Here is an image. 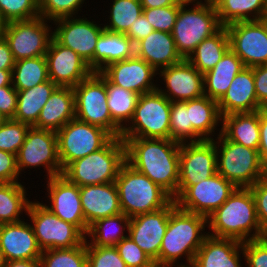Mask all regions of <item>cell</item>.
<instances>
[{"label": "cell", "mask_w": 267, "mask_h": 267, "mask_svg": "<svg viewBox=\"0 0 267 267\" xmlns=\"http://www.w3.org/2000/svg\"><path fill=\"white\" fill-rule=\"evenodd\" d=\"M153 26L149 23L146 16L142 13L139 18H137L125 33L127 37L132 40V43L135 45L140 40L147 37L151 32H153Z\"/></svg>", "instance_id": "obj_54"}, {"label": "cell", "mask_w": 267, "mask_h": 267, "mask_svg": "<svg viewBox=\"0 0 267 267\" xmlns=\"http://www.w3.org/2000/svg\"><path fill=\"white\" fill-rule=\"evenodd\" d=\"M29 127L26 123L8 119L0 126V150L17 155Z\"/></svg>", "instance_id": "obj_44"}, {"label": "cell", "mask_w": 267, "mask_h": 267, "mask_svg": "<svg viewBox=\"0 0 267 267\" xmlns=\"http://www.w3.org/2000/svg\"><path fill=\"white\" fill-rule=\"evenodd\" d=\"M20 182L0 183V224L22 221L20 214L27 213L31 203Z\"/></svg>", "instance_id": "obj_37"}, {"label": "cell", "mask_w": 267, "mask_h": 267, "mask_svg": "<svg viewBox=\"0 0 267 267\" xmlns=\"http://www.w3.org/2000/svg\"><path fill=\"white\" fill-rule=\"evenodd\" d=\"M110 18L104 29L113 33H126L135 20L143 13L140 0H113Z\"/></svg>", "instance_id": "obj_40"}, {"label": "cell", "mask_w": 267, "mask_h": 267, "mask_svg": "<svg viewBox=\"0 0 267 267\" xmlns=\"http://www.w3.org/2000/svg\"><path fill=\"white\" fill-rule=\"evenodd\" d=\"M236 188L232 182L216 173L197 184L178 186L174 200L179 209L208 218Z\"/></svg>", "instance_id": "obj_12"}, {"label": "cell", "mask_w": 267, "mask_h": 267, "mask_svg": "<svg viewBox=\"0 0 267 267\" xmlns=\"http://www.w3.org/2000/svg\"><path fill=\"white\" fill-rule=\"evenodd\" d=\"M87 267H127L115 246H92L86 243Z\"/></svg>", "instance_id": "obj_46"}, {"label": "cell", "mask_w": 267, "mask_h": 267, "mask_svg": "<svg viewBox=\"0 0 267 267\" xmlns=\"http://www.w3.org/2000/svg\"><path fill=\"white\" fill-rule=\"evenodd\" d=\"M260 143L259 157L264 168L267 167V108L259 110Z\"/></svg>", "instance_id": "obj_55"}, {"label": "cell", "mask_w": 267, "mask_h": 267, "mask_svg": "<svg viewBox=\"0 0 267 267\" xmlns=\"http://www.w3.org/2000/svg\"><path fill=\"white\" fill-rule=\"evenodd\" d=\"M267 32V12L259 19Z\"/></svg>", "instance_id": "obj_61"}, {"label": "cell", "mask_w": 267, "mask_h": 267, "mask_svg": "<svg viewBox=\"0 0 267 267\" xmlns=\"http://www.w3.org/2000/svg\"><path fill=\"white\" fill-rule=\"evenodd\" d=\"M6 25H7V21L3 18L0 12V38L3 37V33L5 31Z\"/></svg>", "instance_id": "obj_60"}, {"label": "cell", "mask_w": 267, "mask_h": 267, "mask_svg": "<svg viewBox=\"0 0 267 267\" xmlns=\"http://www.w3.org/2000/svg\"><path fill=\"white\" fill-rule=\"evenodd\" d=\"M75 118L99 126L113 137H121L122 128L112 119L107 105L106 77L92 73L73 88Z\"/></svg>", "instance_id": "obj_9"}, {"label": "cell", "mask_w": 267, "mask_h": 267, "mask_svg": "<svg viewBox=\"0 0 267 267\" xmlns=\"http://www.w3.org/2000/svg\"><path fill=\"white\" fill-rule=\"evenodd\" d=\"M170 111L171 101L158 90L140 95L120 138L170 139Z\"/></svg>", "instance_id": "obj_8"}, {"label": "cell", "mask_w": 267, "mask_h": 267, "mask_svg": "<svg viewBox=\"0 0 267 267\" xmlns=\"http://www.w3.org/2000/svg\"><path fill=\"white\" fill-rule=\"evenodd\" d=\"M41 267H87L86 241L69 249H47L39 258Z\"/></svg>", "instance_id": "obj_41"}, {"label": "cell", "mask_w": 267, "mask_h": 267, "mask_svg": "<svg viewBox=\"0 0 267 267\" xmlns=\"http://www.w3.org/2000/svg\"><path fill=\"white\" fill-rule=\"evenodd\" d=\"M121 139L126 145V162L174 199L178 193L181 143L157 138Z\"/></svg>", "instance_id": "obj_1"}, {"label": "cell", "mask_w": 267, "mask_h": 267, "mask_svg": "<svg viewBox=\"0 0 267 267\" xmlns=\"http://www.w3.org/2000/svg\"><path fill=\"white\" fill-rule=\"evenodd\" d=\"M56 29L53 38L62 46L75 51L94 72L95 46L101 33L105 30L103 24H96L87 18L63 17L54 20ZM58 25V26H57Z\"/></svg>", "instance_id": "obj_15"}, {"label": "cell", "mask_w": 267, "mask_h": 267, "mask_svg": "<svg viewBox=\"0 0 267 267\" xmlns=\"http://www.w3.org/2000/svg\"><path fill=\"white\" fill-rule=\"evenodd\" d=\"M106 92L111 117L123 129L124 123L126 126L131 120L140 95L112 84L107 78Z\"/></svg>", "instance_id": "obj_39"}, {"label": "cell", "mask_w": 267, "mask_h": 267, "mask_svg": "<svg viewBox=\"0 0 267 267\" xmlns=\"http://www.w3.org/2000/svg\"><path fill=\"white\" fill-rule=\"evenodd\" d=\"M230 49L245 67L267 64V32L257 21H239L225 26Z\"/></svg>", "instance_id": "obj_16"}, {"label": "cell", "mask_w": 267, "mask_h": 267, "mask_svg": "<svg viewBox=\"0 0 267 267\" xmlns=\"http://www.w3.org/2000/svg\"><path fill=\"white\" fill-rule=\"evenodd\" d=\"M16 159L20 174L26 168L40 166L46 169L47 179L63 173L55 131L30 126Z\"/></svg>", "instance_id": "obj_13"}, {"label": "cell", "mask_w": 267, "mask_h": 267, "mask_svg": "<svg viewBox=\"0 0 267 267\" xmlns=\"http://www.w3.org/2000/svg\"><path fill=\"white\" fill-rule=\"evenodd\" d=\"M204 1L184 0L179 4L171 34L176 50L183 59H187L196 46L222 27L212 0ZM191 3L194 7L187 9Z\"/></svg>", "instance_id": "obj_4"}, {"label": "cell", "mask_w": 267, "mask_h": 267, "mask_svg": "<svg viewBox=\"0 0 267 267\" xmlns=\"http://www.w3.org/2000/svg\"><path fill=\"white\" fill-rule=\"evenodd\" d=\"M129 221L130 218L124 213L97 220L88 227L85 235L91 236V242L87 239L85 241L92 246H116L128 236L124 232L125 229L128 231Z\"/></svg>", "instance_id": "obj_36"}, {"label": "cell", "mask_w": 267, "mask_h": 267, "mask_svg": "<svg viewBox=\"0 0 267 267\" xmlns=\"http://www.w3.org/2000/svg\"><path fill=\"white\" fill-rule=\"evenodd\" d=\"M16 155L0 150V183L18 182Z\"/></svg>", "instance_id": "obj_51"}, {"label": "cell", "mask_w": 267, "mask_h": 267, "mask_svg": "<svg viewBox=\"0 0 267 267\" xmlns=\"http://www.w3.org/2000/svg\"><path fill=\"white\" fill-rule=\"evenodd\" d=\"M80 198L88 227L97 220L122 213L115 182L81 186Z\"/></svg>", "instance_id": "obj_23"}, {"label": "cell", "mask_w": 267, "mask_h": 267, "mask_svg": "<svg viewBox=\"0 0 267 267\" xmlns=\"http://www.w3.org/2000/svg\"><path fill=\"white\" fill-rule=\"evenodd\" d=\"M261 238L267 243V227L263 229V234Z\"/></svg>", "instance_id": "obj_64"}, {"label": "cell", "mask_w": 267, "mask_h": 267, "mask_svg": "<svg viewBox=\"0 0 267 267\" xmlns=\"http://www.w3.org/2000/svg\"><path fill=\"white\" fill-rule=\"evenodd\" d=\"M230 49L229 36L225 26L204 39L187 60L203 75L212 70Z\"/></svg>", "instance_id": "obj_34"}, {"label": "cell", "mask_w": 267, "mask_h": 267, "mask_svg": "<svg viewBox=\"0 0 267 267\" xmlns=\"http://www.w3.org/2000/svg\"><path fill=\"white\" fill-rule=\"evenodd\" d=\"M0 12L7 22L31 20L40 16L39 0H0Z\"/></svg>", "instance_id": "obj_43"}, {"label": "cell", "mask_w": 267, "mask_h": 267, "mask_svg": "<svg viewBox=\"0 0 267 267\" xmlns=\"http://www.w3.org/2000/svg\"><path fill=\"white\" fill-rule=\"evenodd\" d=\"M187 109L189 110V124H192V142L213 140V133L222 120L218 101L203 95L188 100Z\"/></svg>", "instance_id": "obj_29"}, {"label": "cell", "mask_w": 267, "mask_h": 267, "mask_svg": "<svg viewBox=\"0 0 267 267\" xmlns=\"http://www.w3.org/2000/svg\"><path fill=\"white\" fill-rule=\"evenodd\" d=\"M217 173V154L213 140L180 145L178 186H191Z\"/></svg>", "instance_id": "obj_17"}, {"label": "cell", "mask_w": 267, "mask_h": 267, "mask_svg": "<svg viewBox=\"0 0 267 267\" xmlns=\"http://www.w3.org/2000/svg\"><path fill=\"white\" fill-rule=\"evenodd\" d=\"M135 55L132 40L124 33L104 30L98 38L94 53V73L101 72L109 64Z\"/></svg>", "instance_id": "obj_31"}, {"label": "cell", "mask_w": 267, "mask_h": 267, "mask_svg": "<svg viewBox=\"0 0 267 267\" xmlns=\"http://www.w3.org/2000/svg\"><path fill=\"white\" fill-rule=\"evenodd\" d=\"M122 213L129 218L166 207L173 198L146 175L125 162L115 180Z\"/></svg>", "instance_id": "obj_5"}, {"label": "cell", "mask_w": 267, "mask_h": 267, "mask_svg": "<svg viewBox=\"0 0 267 267\" xmlns=\"http://www.w3.org/2000/svg\"><path fill=\"white\" fill-rule=\"evenodd\" d=\"M17 109V90L13 86L0 87V112L13 119Z\"/></svg>", "instance_id": "obj_52"}, {"label": "cell", "mask_w": 267, "mask_h": 267, "mask_svg": "<svg viewBox=\"0 0 267 267\" xmlns=\"http://www.w3.org/2000/svg\"><path fill=\"white\" fill-rule=\"evenodd\" d=\"M43 17L7 22L3 37L14 60L45 56L53 31Z\"/></svg>", "instance_id": "obj_14"}, {"label": "cell", "mask_w": 267, "mask_h": 267, "mask_svg": "<svg viewBox=\"0 0 267 267\" xmlns=\"http://www.w3.org/2000/svg\"><path fill=\"white\" fill-rule=\"evenodd\" d=\"M157 72L167 88L157 87V90L171 102H184L204 95L203 74L187 59Z\"/></svg>", "instance_id": "obj_21"}, {"label": "cell", "mask_w": 267, "mask_h": 267, "mask_svg": "<svg viewBox=\"0 0 267 267\" xmlns=\"http://www.w3.org/2000/svg\"><path fill=\"white\" fill-rule=\"evenodd\" d=\"M27 215L42 251L73 248L87 238L75 225L62 220L39 201H31Z\"/></svg>", "instance_id": "obj_10"}, {"label": "cell", "mask_w": 267, "mask_h": 267, "mask_svg": "<svg viewBox=\"0 0 267 267\" xmlns=\"http://www.w3.org/2000/svg\"><path fill=\"white\" fill-rule=\"evenodd\" d=\"M212 2L222 26L239 21H257L267 12V0H212Z\"/></svg>", "instance_id": "obj_35"}, {"label": "cell", "mask_w": 267, "mask_h": 267, "mask_svg": "<svg viewBox=\"0 0 267 267\" xmlns=\"http://www.w3.org/2000/svg\"><path fill=\"white\" fill-rule=\"evenodd\" d=\"M206 226V217L176 207L170 213L160 246L159 267H174L183 256L186 257L187 265L181 263L177 267H191L198 249L208 235L204 232Z\"/></svg>", "instance_id": "obj_3"}, {"label": "cell", "mask_w": 267, "mask_h": 267, "mask_svg": "<svg viewBox=\"0 0 267 267\" xmlns=\"http://www.w3.org/2000/svg\"><path fill=\"white\" fill-rule=\"evenodd\" d=\"M125 162V142L120 137H113L98 151L71 162L62 175L79 187L115 182Z\"/></svg>", "instance_id": "obj_6"}, {"label": "cell", "mask_w": 267, "mask_h": 267, "mask_svg": "<svg viewBox=\"0 0 267 267\" xmlns=\"http://www.w3.org/2000/svg\"><path fill=\"white\" fill-rule=\"evenodd\" d=\"M265 179L267 180V167L265 168Z\"/></svg>", "instance_id": "obj_65"}, {"label": "cell", "mask_w": 267, "mask_h": 267, "mask_svg": "<svg viewBox=\"0 0 267 267\" xmlns=\"http://www.w3.org/2000/svg\"><path fill=\"white\" fill-rule=\"evenodd\" d=\"M0 249L6 261L39 259L42 254L31 224L24 220L1 224Z\"/></svg>", "instance_id": "obj_24"}, {"label": "cell", "mask_w": 267, "mask_h": 267, "mask_svg": "<svg viewBox=\"0 0 267 267\" xmlns=\"http://www.w3.org/2000/svg\"><path fill=\"white\" fill-rule=\"evenodd\" d=\"M5 267H41L39 259L6 261Z\"/></svg>", "instance_id": "obj_58"}, {"label": "cell", "mask_w": 267, "mask_h": 267, "mask_svg": "<svg viewBox=\"0 0 267 267\" xmlns=\"http://www.w3.org/2000/svg\"><path fill=\"white\" fill-rule=\"evenodd\" d=\"M101 73L114 85L139 95L157 90L153 77L157 71L145 60L133 56L105 67Z\"/></svg>", "instance_id": "obj_22"}, {"label": "cell", "mask_w": 267, "mask_h": 267, "mask_svg": "<svg viewBox=\"0 0 267 267\" xmlns=\"http://www.w3.org/2000/svg\"><path fill=\"white\" fill-rule=\"evenodd\" d=\"M242 242L207 235L198 249L191 267H242Z\"/></svg>", "instance_id": "obj_26"}, {"label": "cell", "mask_w": 267, "mask_h": 267, "mask_svg": "<svg viewBox=\"0 0 267 267\" xmlns=\"http://www.w3.org/2000/svg\"><path fill=\"white\" fill-rule=\"evenodd\" d=\"M58 86L50 79L27 90H17V109L14 120L33 126L40 112Z\"/></svg>", "instance_id": "obj_33"}, {"label": "cell", "mask_w": 267, "mask_h": 267, "mask_svg": "<svg viewBox=\"0 0 267 267\" xmlns=\"http://www.w3.org/2000/svg\"><path fill=\"white\" fill-rule=\"evenodd\" d=\"M50 206L45 205L50 211L62 220L75 225L84 235L88 226L81 207L80 187L71 183L65 176L57 175L47 181Z\"/></svg>", "instance_id": "obj_20"}, {"label": "cell", "mask_w": 267, "mask_h": 267, "mask_svg": "<svg viewBox=\"0 0 267 267\" xmlns=\"http://www.w3.org/2000/svg\"><path fill=\"white\" fill-rule=\"evenodd\" d=\"M135 56L145 60L156 71L183 60L177 52L171 33L153 31L135 45Z\"/></svg>", "instance_id": "obj_27"}, {"label": "cell", "mask_w": 267, "mask_h": 267, "mask_svg": "<svg viewBox=\"0 0 267 267\" xmlns=\"http://www.w3.org/2000/svg\"><path fill=\"white\" fill-rule=\"evenodd\" d=\"M75 118V95L72 87L58 86L43 106L33 127L57 132Z\"/></svg>", "instance_id": "obj_28"}, {"label": "cell", "mask_w": 267, "mask_h": 267, "mask_svg": "<svg viewBox=\"0 0 267 267\" xmlns=\"http://www.w3.org/2000/svg\"><path fill=\"white\" fill-rule=\"evenodd\" d=\"M179 5L158 8H143V14L155 31L172 33Z\"/></svg>", "instance_id": "obj_48"}, {"label": "cell", "mask_w": 267, "mask_h": 267, "mask_svg": "<svg viewBox=\"0 0 267 267\" xmlns=\"http://www.w3.org/2000/svg\"><path fill=\"white\" fill-rule=\"evenodd\" d=\"M6 259L4 257L3 251L0 249V267H5Z\"/></svg>", "instance_id": "obj_62"}, {"label": "cell", "mask_w": 267, "mask_h": 267, "mask_svg": "<svg viewBox=\"0 0 267 267\" xmlns=\"http://www.w3.org/2000/svg\"><path fill=\"white\" fill-rule=\"evenodd\" d=\"M222 134L230 141L251 149H259V110L252 113H233L222 116Z\"/></svg>", "instance_id": "obj_30"}, {"label": "cell", "mask_w": 267, "mask_h": 267, "mask_svg": "<svg viewBox=\"0 0 267 267\" xmlns=\"http://www.w3.org/2000/svg\"><path fill=\"white\" fill-rule=\"evenodd\" d=\"M12 71L13 70H0V87L13 86Z\"/></svg>", "instance_id": "obj_59"}, {"label": "cell", "mask_w": 267, "mask_h": 267, "mask_svg": "<svg viewBox=\"0 0 267 267\" xmlns=\"http://www.w3.org/2000/svg\"><path fill=\"white\" fill-rule=\"evenodd\" d=\"M251 68L253 69L257 101L263 108H267V64Z\"/></svg>", "instance_id": "obj_53"}, {"label": "cell", "mask_w": 267, "mask_h": 267, "mask_svg": "<svg viewBox=\"0 0 267 267\" xmlns=\"http://www.w3.org/2000/svg\"><path fill=\"white\" fill-rule=\"evenodd\" d=\"M49 80L45 56L15 61L12 85L16 90H27Z\"/></svg>", "instance_id": "obj_38"}, {"label": "cell", "mask_w": 267, "mask_h": 267, "mask_svg": "<svg viewBox=\"0 0 267 267\" xmlns=\"http://www.w3.org/2000/svg\"><path fill=\"white\" fill-rule=\"evenodd\" d=\"M249 188L255 200L259 223L264 229L267 227V180L265 178L258 180Z\"/></svg>", "instance_id": "obj_50"}, {"label": "cell", "mask_w": 267, "mask_h": 267, "mask_svg": "<svg viewBox=\"0 0 267 267\" xmlns=\"http://www.w3.org/2000/svg\"><path fill=\"white\" fill-rule=\"evenodd\" d=\"M115 247L127 267H156L152 259L129 236Z\"/></svg>", "instance_id": "obj_47"}, {"label": "cell", "mask_w": 267, "mask_h": 267, "mask_svg": "<svg viewBox=\"0 0 267 267\" xmlns=\"http://www.w3.org/2000/svg\"><path fill=\"white\" fill-rule=\"evenodd\" d=\"M85 0H39L40 17L54 21L78 14Z\"/></svg>", "instance_id": "obj_45"}, {"label": "cell", "mask_w": 267, "mask_h": 267, "mask_svg": "<svg viewBox=\"0 0 267 267\" xmlns=\"http://www.w3.org/2000/svg\"><path fill=\"white\" fill-rule=\"evenodd\" d=\"M7 120L8 118L0 112V126L3 125Z\"/></svg>", "instance_id": "obj_63"}, {"label": "cell", "mask_w": 267, "mask_h": 267, "mask_svg": "<svg viewBox=\"0 0 267 267\" xmlns=\"http://www.w3.org/2000/svg\"><path fill=\"white\" fill-rule=\"evenodd\" d=\"M207 224L212 231V233L208 232V235L240 242L260 239L263 234L250 188L237 187L230 197L207 218Z\"/></svg>", "instance_id": "obj_2"}, {"label": "cell", "mask_w": 267, "mask_h": 267, "mask_svg": "<svg viewBox=\"0 0 267 267\" xmlns=\"http://www.w3.org/2000/svg\"><path fill=\"white\" fill-rule=\"evenodd\" d=\"M56 133L62 170L71 162L103 148L113 138L105 129L76 118Z\"/></svg>", "instance_id": "obj_11"}, {"label": "cell", "mask_w": 267, "mask_h": 267, "mask_svg": "<svg viewBox=\"0 0 267 267\" xmlns=\"http://www.w3.org/2000/svg\"><path fill=\"white\" fill-rule=\"evenodd\" d=\"M221 132L219 131L215 139L218 141L214 140L217 173L240 188H249L258 180L265 178V168L261 163L258 150L232 142Z\"/></svg>", "instance_id": "obj_7"}, {"label": "cell", "mask_w": 267, "mask_h": 267, "mask_svg": "<svg viewBox=\"0 0 267 267\" xmlns=\"http://www.w3.org/2000/svg\"><path fill=\"white\" fill-rule=\"evenodd\" d=\"M45 57L48 77L57 86L74 88L93 73L75 51L62 46L54 38L50 41Z\"/></svg>", "instance_id": "obj_19"}, {"label": "cell", "mask_w": 267, "mask_h": 267, "mask_svg": "<svg viewBox=\"0 0 267 267\" xmlns=\"http://www.w3.org/2000/svg\"><path fill=\"white\" fill-rule=\"evenodd\" d=\"M15 60L8 42L4 37L0 38V70H13Z\"/></svg>", "instance_id": "obj_56"}, {"label": "cell", "mask_w": 267, "mask_h": 267, "mask_svg": "<svg viewBox=\"0 0 267 267\" xmlns=\"http://www.w3.org/2000/svg\"><path fill=\"white\" fill-rule=\"evenodd\" d=\"M173 199L166 207L151 213L140 214L130 218L128 236L159 267V251L165 235L170 213L176 208Z\"/></svg>", "instance_id": "obj_18"}, {"label": "cell", "mask_w": 267, "mask_h": 267, "mask_svg": "<svg viewBox=\"0 0 267 267\" xmlns=\"http://www.w3.org/2000/svg\"><path fill=\"white\" fill-rule=\"evenodd\" d=\"M184 0H140L143 8H158L171 5H179Z\"/></svg>", "instance_id": "obj_57"}, {"label": "cell", "mask_w": 267, "mask_h": 267, "mask_svg": "<svg viewBox=\"0 0 267 267\" xmlns=\"http://www.w3.org/2000/svg\"><path fill=\"white\" fill-rule=\"evenodd\" d=\"M242 255L247 267H267V243L262 239H253L242 242Z\"/></svg>", "instance_id": "obj_49"}, {"label": "cell", "mask_w": 267, "mask_h": 267, "mask_svg": "<svg viewBox=\"0 0 267 267\" xmlns=\"http://www.w3.org/2000/svg\"><path fill=\"white\" fill-rule=\"evenodd\" d=\"M170 139L179 143L192 142V124H189L187 101L171 102Z\"/></svg>", "instance_id": "obj_42"}, {"label": "cell", "mask_w": 267, "mask_h": 267, "mask_svg": "<svg viewBox=\"0 0 267 267\" xmlns=\"http://www.w3.org/2000/svg\"><path fill=\"white\" fill-rule=\"evenodd\" d=\"M241 59L229 49L215 67L203 75L204 95L219 101L234 77L244 68Z\"/></svg>", "instance_id": "obj_32"}, {"label": "cell", "mask_w": 267, "mask_h": 267, "mask_svg": "<svg viewBox=\"0 0 267 267\" xmlns=\"http://www.w3.org/2000/svg\"><path fill=\"white\" fill-rule=\"evenodd\" d=\"M221 116L252 113L263 107L258 103L253 69L244 67L232 80L227 92L218 101Z\"/></svg>", "instance_id": "obj_25"}]
</instances>
